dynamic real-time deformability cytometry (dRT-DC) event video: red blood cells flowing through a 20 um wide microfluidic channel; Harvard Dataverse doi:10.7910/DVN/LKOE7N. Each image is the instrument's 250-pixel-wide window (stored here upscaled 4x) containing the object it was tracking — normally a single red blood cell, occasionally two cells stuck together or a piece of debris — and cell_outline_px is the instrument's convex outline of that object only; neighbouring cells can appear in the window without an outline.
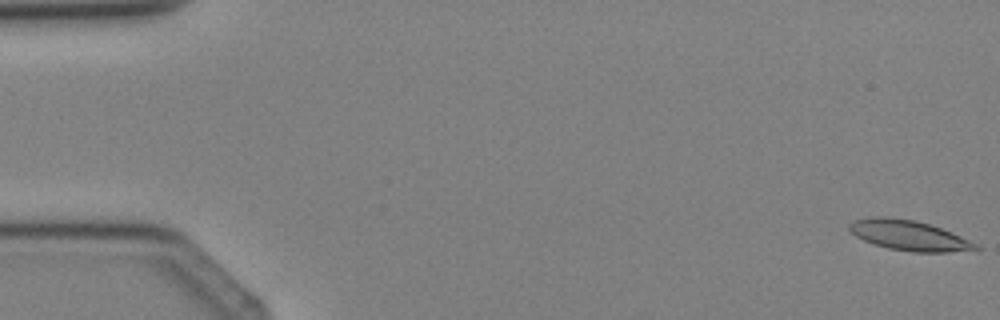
{"species": "Egyptian fruit bat (a non-hibernating species)", "species_latin": "Rousettus aegyptiacus", "temperature_condition": "cold", "stored_images_in_passage": 4, "camera_frame_rate_fps": 3000, "um_per_image_px": 0.085, "animal": {"sex": "female"}, "frame": {"image": 1, "passage_image": 1, "time_ms": 0.0, "image_size_px": [1000, 320], "cell_outline_px": [[980, 248], [948, 252], [912, 252], [888, 248], [864, 240], [856, 236], [848, 228], [848, 224], [852, 220], [872, 216], [884, 216], [916, 220], [940, 228], [980, 244]], "centroid_in_image_um": [77.23, 19.99], "position_along_channel_um": 7.8, "area_um2": 22.08}}